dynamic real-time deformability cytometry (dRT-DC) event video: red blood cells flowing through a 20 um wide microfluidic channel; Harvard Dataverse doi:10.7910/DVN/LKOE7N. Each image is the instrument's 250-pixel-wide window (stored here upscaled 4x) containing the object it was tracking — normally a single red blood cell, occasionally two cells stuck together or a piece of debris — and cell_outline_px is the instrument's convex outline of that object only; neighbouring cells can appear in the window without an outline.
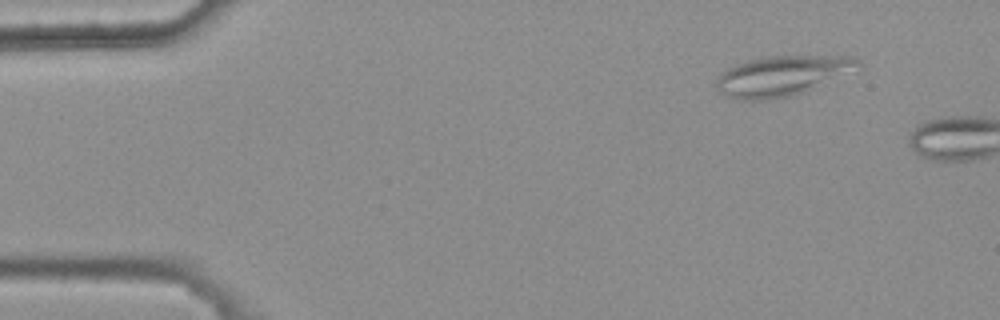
{"species": "common noctule bat (a hibernating species)", "species_latin": "Nyctalus noctula", "temperature_condition": "warm", "stored_images_in_passage": 3, "camera_frame_rate_fps": 3000, "um_per_image_px": 0.085, "animal": {"sex": "female", "body_mass_g": 25.1}, "frame": {"image": 1, "passage_image": 2, "time_ms": 0.333, "image_size_px": [1000, 320], "cell_outline_px": [[864, 64], [788, 96], [764, 100], [740, 100], [724, 96], [716, 88], [716, 80], [728, 68], [736, 64], [748, 60], [768, 56], [856, 56]], "centroid_in_image_um": [66.36, 6.42], "position_along_channel_um": 18.6, "area_um2": 31.85}}